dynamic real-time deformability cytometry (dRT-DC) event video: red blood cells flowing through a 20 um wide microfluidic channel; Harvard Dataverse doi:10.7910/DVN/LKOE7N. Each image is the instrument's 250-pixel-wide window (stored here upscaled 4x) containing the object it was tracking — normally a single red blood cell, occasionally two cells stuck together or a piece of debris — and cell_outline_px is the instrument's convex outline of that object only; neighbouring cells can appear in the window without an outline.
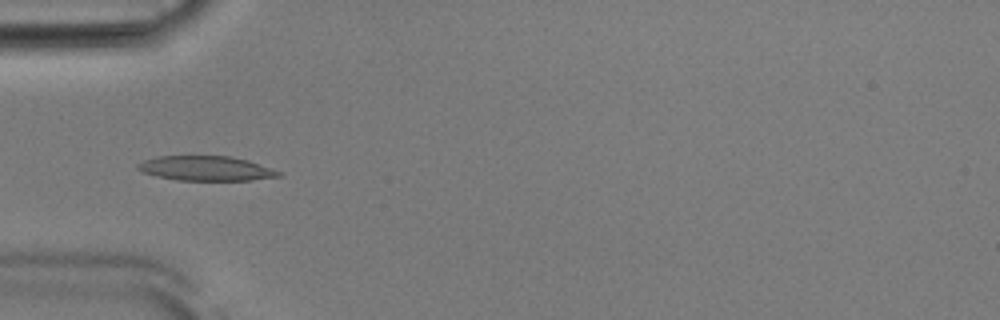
{"species": "Egyptian fruit bat (a non-hibernating species)", "species_latin": "Rousettus aegyptiacus", "temperature_condition": "room temperature", "stored_images_in_passage": 52, "camera_frame_rate_fps": 3000, "um_per_image_px": 0.085, "animal": {"sex": "male"}, "frame": {"image": 1, "passage_image": 16, "time_ms": 5.0, "image_size_px": [1000, 320], "cell_outline_px": [[284, 172], [280, 176], [252, 180], [176, 180], [156, 176], [140, 172], [136, 168], [136, 164], [144, 160], [156, 156], [228, 156], [248, 160]], "centroid_in_image_um": [17.48, 14.31], "position_along_channel_um": 67.5, "area_um2": 20.4}}
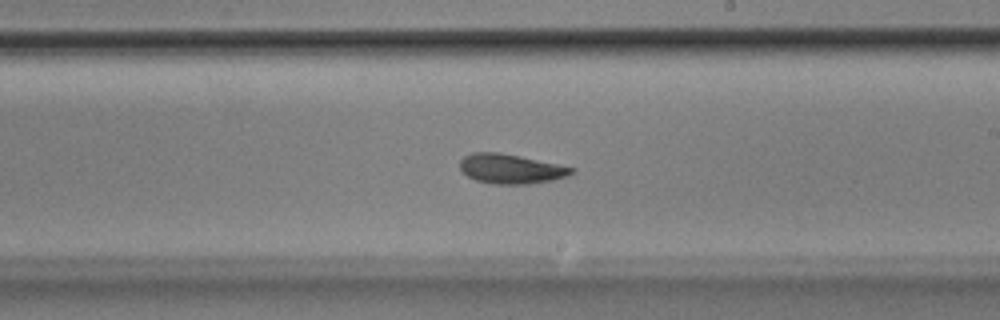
{"frame": {"image": 2, "passage_image": 30, "time_ms": 9.667, "image_size_px": [1000, 320], "cell_outline_px": [[576, 172], [568, 176], [552, 180], [528, 184], [496, 184], [476, 180], [468, 176], [460, 168], [460, 160], [464, 156], [472, 152], [500, 152], [520, 156], [576, 168]], "centroid_in_image_um": [43.44, 14.34], "position_along_channel_um": 245.6, "area_um2": 19.25}}
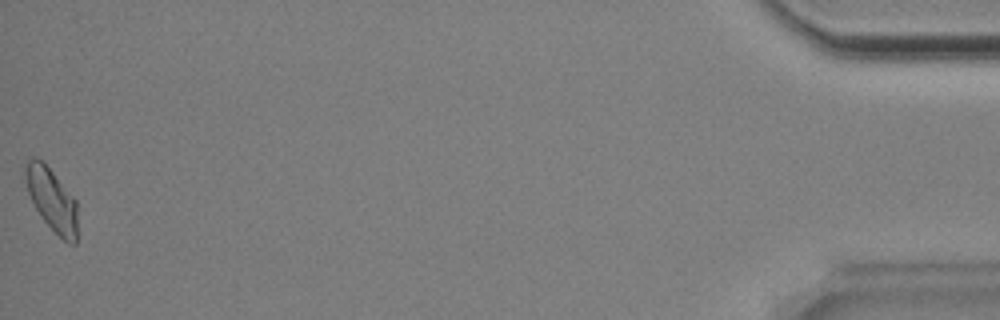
{"frame": {"image": 3, "passage_image": 52, "time_ms": 17.0, "image_size_px": [1000, 320], "cell_outline_px": [[76, 244], [68, 244], [44, 220], [36, 208], [28, 192], [24, 180], [24, 164], [32, 156], [36, 156], [52, 172], [76, 200]], "centroid_in_image_um": [4.37, 16.93], "position_along_channel_um": 430.8, "area_um2": 18.67}, "authors_computed_cell_mechanics": {"area_um2": 19.4786, "velocity_mm_per_s": 3.8352, "shape_relaxation_time_tau1_ms": 3.0064, "shape_relaxation_time_tau2_ms": 1.8088, "deformation_change_tau1": 0.1251, "deformation_change_tau2": 0.0648}}